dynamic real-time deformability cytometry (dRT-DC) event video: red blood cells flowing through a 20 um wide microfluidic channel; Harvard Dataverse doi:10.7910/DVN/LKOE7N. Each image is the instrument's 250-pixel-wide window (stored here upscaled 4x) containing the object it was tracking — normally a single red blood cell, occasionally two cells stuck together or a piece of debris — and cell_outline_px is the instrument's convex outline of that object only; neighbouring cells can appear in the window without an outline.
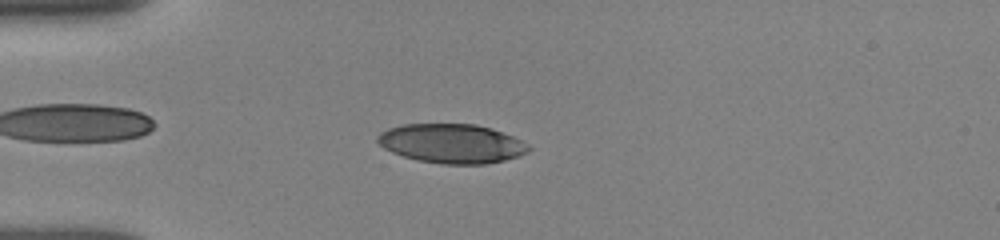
{"species": "human", "species_latin": "Homo sapiens", "temperature_condition": "room temperature", "stored_images_in_passage": 52, "camera_frame_rate_fps": 3000, "um_per_image_px": 0.085, "donor": {"sex": "female"}, "frame": {"image": 1, "passage_image": 16, "time_ms": 3.667, "image_size_px": [1000, 240], "cell_outline_px": [[532, 148], [528, 152], [520, 156], [504, 160], [484, 164], [440, 164], [420, 160], [404, 156], [392, 152], [384, 148], [376, 140], [376, 136], [380, 132], [388, 128], [404, 124], [476, 124], [492, 128], [512, 136], [528, 144]], "centroid_in_image_um": [38.41, 12.19], "position_along_channel_um": 46.6, "area_um2": 34.56}}
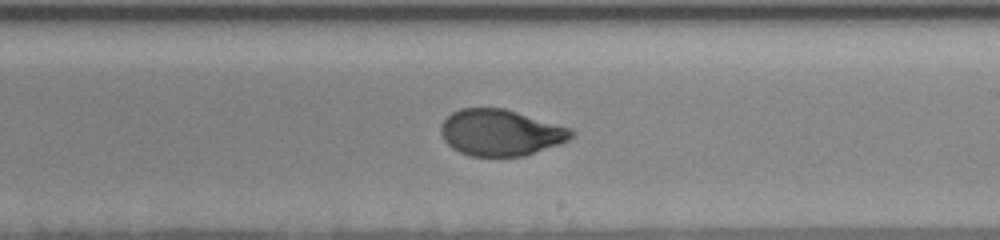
{"frame": {"image": 2, "passage_image": 33, "time_ms": 9.333, "image_size_px": [1000, 240], "cell_outline_px": [[576, 132], [568, 140], [560, 144], [524, 156], [472, 156], [460, 152], [452, 148], [444, 140], [440, 132], [440, 124], [452, 112], [460, 108], [504, 108], [572, 128]], "centroid_in_image_um": [42.55, 11.27], "position_along_channel_um": 246.4, "area_um2": 35.32}}
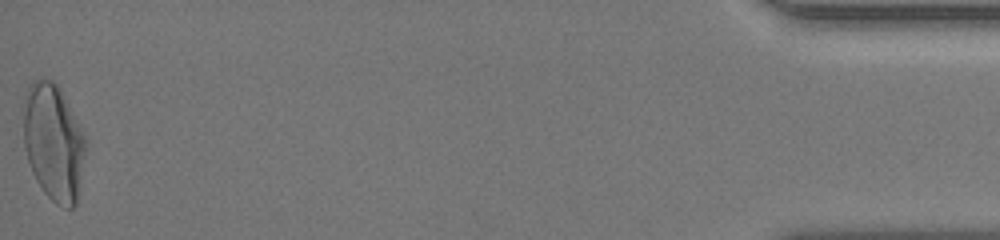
{"frame": {"image": 3, "passage_image": 52, "time_ms": 16.333, "image_size_px": [1000, 240], "cell_outline_px": [[88, 144], [76, 204], [72, 208], [68, 208], [56, 204], [44, 192], [36, 180], [32, 172], [28, 160], [24, 144], [24, 96], [32, 80], [40, 76], [44, 76], [52, 80], [60, 88], [84, 132], [88, 140]], "centroid_in_image_um": [4.57, 12.05], "position_along_channel_um": 430.6, "area_um2": 42.95}, "authors_computed_cell_mechanics": {"area_um2": 35.6337, "velocity_mm_per_s": 3.8929, "shape_relaxation_time_tau1_ms": 4.0277, "shape_relaxation_time_tau2_ms": 0.889, "deformation_change_tau1": 0.1917, "deformation_change_tau2": 0.0582}}